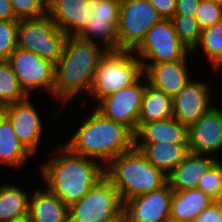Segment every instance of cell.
I'll return each instance as SVG.
<instances>
[{
  "instance_id": "6da1fadb",
  "label": "cell",
  "mask_w": 222,
  "mask_h": 222,
  "mask_svg": "<svg viewBox=\"0 0 222 222\" xmlns=\"http://www.w3.org/2000/svg\"><path fill=\"white\" fill-rule=\"evenodd\" d=\"M56 157L41 165L47 189L69 205L80 200L104 176L97 160L77 155L65 145L58 147Z\"/></svg>"
},
{
  "instance_id": "7a4b0ae2",
  "label": "cell",
  "mask_w": 222,
  "mask_h": 222,
  "mask_svg": "<svg viewBox=\"0 0 222 222\" xmlns=\"http://www.w3.org/2000/svg\"><path fill=\"white\" fill-rule=\"evenodd\" d=\"M106 52L98 43L77 36L67 37L62 56L55 65L53 97L64 103L80 92L89 93L96 69Z\"/></svg>"
},
{
  "instance_id": "3957f363",
  "label": "cell",
  "mask_w": 222,
  "mask_h": 222,
  "mask_svg": "<svg viewBox=\"0 0 222 222\" xmlns=\"http://www.w3.org/2000/svg\"><path fill=\"white\" fill-rule=\"evenodd\" d=\"M65 146L77 155L97 159L99 163L102 161L104 167L113 158L134 147V133L95 109Z\"/></svg>"
},
{
  "instance_id": "277c9868",
  "label": "cell",
  "mask_w": 222,
  "mask_h": 222,
  "mask_svg": "<svg viewBox=\"0 0 222 222\" xmlns=\"http://www.w3.org/2000/svg\"><path fill=\"white\" fill-rule=\"evenodd\" d=\"M104 175L118 190L124 203L168 182L167 175L150 163L135 147L113 158L104 167Z\"/></svg>"
},
{
  "instance_id": "5b68a950",
  "label": "cell",
  "mask_w": 222,
  "mask_h": 222,
  "mask_svg": "<svg viewBox=\"0 0 222 222\" xmlns=\"http://www.w3.org/2000/svg\"><path fill=\"white\" fill-rule=\"evenodd\" d=\"M144 76L142 62L133 51H107L101 58L88 94L98 102L133 86Z\"/></svg>"
},
{
  "instance_id": "8992f818",
  "label": "cell",
  "mask_w": 222,
  "mask_h": 222,
  "mask_svg": "<svg viewBox=\"0 0 222 222\" xmlns=\"http://www.w3.org/2000/svg\"><path fill=\"white\" fill-rule=\"evenodd\" d=\"M67 37L47 14L18 22L17 47L32 51L54 65L62 56Z\"/></svg>"
},
{
  "instance_id": "52a82bcc",
  "label": "cell",
  "mask_w": 222,
  "mask_h": 222,
  "mask_svg": "<svg viewBox=\"0 0 222 222\" xmlns=\"http://www.w3.org/2000/svg\"><path fill=\"white\" fill-rule=\"evenodd\" d=\"M123 210L118 190L104 175L80 200L68 205V222H102Z\"/></svg>"
},
{
  "instance_id": "ba28073f",
  "label": "cell",
  "mask_w": 222,
  "mask_h": 222,
  "mask_svg": "<svg viewBox=\"0 0 222 222\" xmlns=\"http://www.w3.org/2000/svg\"><path fill=\"white\" fill-rule=\"evenodd\" d=\"M161 19L149 0H121L117 50L134 51Z\"/></svg>"
},
{
  "instance_id": "9c48e42d",
  "label": "cell",
  "mask_w": 222,
  "mask_h": 222,
  "mask_svg": "<svg viewBox=\"0 0 222 222\" xmlns=\"http://www.w3.org/2000/svg\"><path fill=\"white\" fill-rule=\"evenodd\" d=\"M133 52L142 63L172 62L191 53L180 41L171 19L156 23Z\"/></svg>"
},
{
  "instance_id": "30bf717a",
  "label": "cell",
  "mask_w": 222,
  "mask_h": 222,
  "mask_svg": "<svg viewBox=\"0 0 222 222\" xmlns=\"http://www.w3.org/2000/svg\"><path fill=\"white\" fill-rule=\"evenodd\" d=\"M13 73L29 97L35 89L47 90L53 96L55 65L39 55L17 47L8 57Z\"/></svg>"
},
{
  "instance_id": "8fae6325",
  "label": "cell",
  "mask_w": 222,
  "mask_h": 222,
  "mask_svg": "<svg viewBox=\"0 0 222 222\" xmlns=\"http://www.w3.org/2000/svg\"><path fill=\"white\" fill-rule=\"evenodd\" d=\"M142 80L145 82L142 83ZM147 84L148 81L143 76L133 86L121 89L101 99L95 109L107 119L122 123L135 133L138 128L139 112Z\"/></svg>"
},
{
  "instance_id": "7c38bea8",
  "label": "cell",
  "mask_w": 222,
  "mask_h": 222,
  "mask_svg": "<svg viewBox=\"0 0 222 222\" xmlns=\"http://www.w3.org/2000/svg\"><path fill=\"white\" fill-rule=\"evenodd\" d=\"M173 190L164 186L127 200L124 210L127 222H162L170 216Z\"/></svg>"
},
{
  "instance_id": "4fadbf2b",
  "label": "cell",
  "mask_w": 222,
  "mask_h": 222,
  "mask_svg": "<svg viewBox=\"0 0 222 222\" xmlns=\"http://www.w3.org/2000/svg\"><path fill=\"white\" fill-rule=\"evenodd\" d=\"M188 149L202 155L222 150V110L211 107L195 123L188 126Z\"/></svg>"
},
{
  "instance_id": "5bb4252c",
  "label": "cell",
  "mask_w": 222,
  "mask_h": 222,
  "mask_svg": "<svg viewBox=\"0 0 222 222\" xmlns=\"http://www.w3.org/2000/svg\"><path fill=\"white\" fill-rule=\"evenodd\" d=\"M29 97L18 103L9 104L1 111L9 118L17 138L32 154L38 151L42 136V121Z\"/></svg>"
},
{
  "instance_id": "9a60e30c",
  "label": "cell",
  "mask_w": 222,
  "mask_h": 222,
  "mask_svg": "<svg viewBox=\"0 0 222 222\" xmlns=\"http://www.w3.org/2000/svg\"><path fill=\"white\" fill-rule=\"evenodd\" d=\"M210 86L203 81H188L173 97V117L187 127L201 118L211 106Z\"/></svg>"
},
{
  "instance_id": "2e32d148",
  "label": "cell",
  "mask_w": 222,
  "mask_h": 222,
  "mask_svg": "<svg viewBox=\"0 0 222 222\" xmlns=\"http://www.w3.org/2000/svg\"><path fill=\"white\" fill-rule=\"evenodd\" d=\"M186 55L181 60L159 63H142L144 76L152 87L172 98L190 81Z\"/></svg>"
},
{
  "instance_id": "e0dca14e",
  "label": "cell",
  "mask_w": 222,
  "mask_h": 222,
  "mask_svg": "<svg viewBox=\"0 0 222 222\" xmlns=\"http://www.w3.org/2000/svg\"><path fill=\"white\" fill-rule=\"evenodd\" d=\"M88 0H53L47 6V15L69 36H77L88 23L91 16Z\"/></svg>"
},
{
  "instance_id": "ac0fdd59",
  "label": "cell",
  "mask_w": 222,
  "mask_h": 222,
  "mask_svg": "<svg viewBox=\"0 0 222 222\" xmlns=\"http://www.w3.org/2000/svg\"><path fill=\"white\" fill-rule=\"evenodd\" d=\"M187 135L188 127L174 117L162 121L138 122L134 144H188Z\"/></svg>"
},
{
  "instance_id": "d6986e66",
  "label": "cell",
  "mask_w": 222,
  "mask_h": 222,
  "mask_svg": "<svg viewBox=\"0 0 222 222\" xmlns=\"http://www.w3.org/2000/svg\"><path fill=\"white\" fill-rule=\"evenodd\" d=\"M188 152L185 158L167 175L172 190L197 188L199 179L219 158Z\"/></svg>"
},
{
  "instance_id": "ffe728a7",
  "label": "cell",
  "mask_w": 222,
  "mask_h": 222,
  "mask_svg": "<svg viewBox=\"0 0 222 222\" xmlns=\"http://www.w3.org/2000/svg\"><path fill=\"white\" fill-rule=\"evenodd\" d=\"M30 197L31 222H68V205L53 192L38 188Z\"/></svg>"
},
{
  "instance_id": "44dd1931",
  "label": "cell",
  "mask_w": 222,
  "mask_h": 222,
  "mask_svg": "<svg viewBox=\"0 0 222 222\" xmlns=\"http://www.w3.org/2000/svg\"><path fill=\"white\" fill-rule=\"evenodd\" d=\"M32 156L17 138L9 118L0 110V165L21 169Z\"/></svg>"
},
{
  "instance_id": "7402d4cb",
  "label": "cell",
  "mask_w": 222,
  "mask_h": 222,
  "mask_svg": "<svg viewBox=\"0 0 222 222\" xmlns=\"http://www.w3.org/2000/svg\"><path fill=\"white\" fill-rule=\"evenodd\" d=\"M215 200L201 189L173 190L170 216L178 220L194 221Z\"/></svg>"
},
{
  "instance_id": "603a6c76",
  "label": "cell",
  "mask_w": 222,
  "mask_h": 222,
  "mask_svg": "<svg viewBox=\"0 0 222 222\" xmlns=\"http://www.w3.org/2000/svg\"><path fill=\"white\" fill-rule=\"evenodd\" d=\"M156 168L168 175L189 152L188 144L150 143L134 144Z\"/></svg>"
},
{
  "instance_id": "cb8c5ba5",
  "label": "cell",
  "mask_w": 222,
  "mask_h": 222,
  "mask_svg": "<svg viewBox=\"0 0 222 222\" xmlns=\"http://www.w3.org/2000/svg\"><path fill=\"white\" fill-rule=\"evenodd\" d=\"M173 117V98L147 84L138 122L162 121Z\"/></svg>"
},
{
  "instance_id": "d4e9b609",
  "label": "cell",
  "mask_w": 222,
  "mask_h": 222,
  "mask_svg": "<svg viewBox=\"0 0 222 222\" xmlns=\"http://www.w3.org/2000/svg\"><path fill=\"white\" fill-rule=\"evenodd\" d=\"M30 195L15 185L0 187V222H11L29 215Z\"/></svg>"
},
{
  "instance_id": "484cf974",
  "label": "cell",
  "mask_w": 222,
  "mask_h": 222,
  "mask_svg": "<svg viewBox=\"0 0 222 222\" xmlns=\"http://www.w3.org/2000/svg\"><path fill=\"white\" fill-rule=\"evenodd\" d=\"M118 22L119 20H109V18H90L77 37L81 40L98 43L107 51H116ZM94 39H99L100 41L95 42Z\"/></svg>"
},
{
  "instance_id": "4316f807",
  "label": "cell",
  "mask_w": 222,
  "mask_h": 222,
  "mask_svg": "<svg viewBox=\"0 0 222 222\" xmlns=\"http://www.w3.org/2000/svg\"><path fill=\"white\" fill-rule=\"evenodd\" d=\"M201 47L212 68L219 70L222 67V20L202 30L199 42L191 54Z\"/></svg>"
},
{
  "instance_id": "83f0119b",
  "label": "cell",
  "mask_w": 222,
  "mask_h": 222,
  "mask_svg": "<svg viewBox=\"0 0 222 222\" xmlns=\"http://www.w3.org/2000/svg\"><path fill=\"white\" fill-rule=\"evenodd\" d=\"M27 98L10 63L7 60L0 61V109L9 104L22 102Z\"/></svg>"
},
{
  "instance_id": "f1b7e54d",
  "label": "cell",
  "mask_w": 222,
  "mask_h": 222,
  "mask_svg": "<svg viewBox=\"0 0 222 222\" xmlns=\"http://www.w3.org/2000/svg\"><path fill=\"white\" fill-rule=\"evenodd\" d=\"M171 21L180 41L192 51L198 44L202 32L196 18L192 16L174 15Z\"/></svg>"
},
{
  "instance_id": "f546056e",
  "label": "cell",
  "mask_w": 222,
  "mask_h": 222,
  "mask_svg": "<svg viewBox=\"0 0 222 222\" xmlns=\"http://www.w3.org/2000/svg\"><path fill=\"white\" fill-rule=\"evenodd\" d=\"M198 189L209 195L215 201L222 199V163L217 160L199 179Z\"/></svg>"
},
{
  "instance_id": "4dcf8cb0",
  "label": "cell",
  "mask_w": 222,
  "mask_h": 222,
  "mask_svg": "<svg viewBox=\"0 0 222 222\" xmlns=\"http://www.w3.org/2000/svg\"><path fill=\"white\" fill-rule=\"evenodd\" d=\"M19 20H0V61L7 60L17 48Z\"/></svg>"
},
{
  "instance_id": "1f68e13d",
  "label": "cell",
  "mask_w": 222,
  "mask_h": 222,
  "mask_svg": "<svg viewBox=\"0 0 222 222\" xmlns=\"http://www.w3.org/2000/svg\"><path fill=\"white\" fill-rule=\"evenodd\" d=\"M195 18L201 30L222 20V4L201 0Z\"/></svg>"
},
{
  "instance_id": "d6a6232c",
  "label": "cell",
  "mask_w": 222,
  "mask_h": 222,
  "mask_svg": "<svg viewBox=\"0 0 222 222\" xmlns=\"http://www.w3.org/2000/svg\"><path fill=\"white\" fill-rule=\"evenodd\" d=\"M16 17L20 19L39 18L47 14V6L41 0H9Z\"/></svg>"
},
{
  "instance_id": "836d02e7",
  "label": "cell",
  "mask_w": 222,
  "mask_h": 222,
  "mask_svg": "<svg viewBox=\"0 0 222 222\" xmlns=\"http://www.w3.org/2000/svg\"><path fill=\"white\" fill-rule=\"evenodd\" d=\"M91 5V16L119 20L121 0H88Z\"/></svg>"
},
{
  "instance_id": "e575fe53",
  "label": "cell",
  "mask_w": 222,
  "mask_h": 222,
  "mask_svg": "<svg viewBox=\"0 0 222 222\" xmlns=\"http://www.w3.org/2000/svg\"><path fill=\"white\" fill-rule=\"evenodd\" d=\"M192 222H222V202L214 201Z\"/></svg>"
},
{
  "instance_id": "d590c367",
  "label": "cell",
  "mask_w": 222,
  "mask_h": 222,
  "mask_svg": "<svg viewBox=\"0 0 222 222\" xmlns=\"http://www.w3.org/2000/svg\"><path fill=\"white\" fill-rule=\"evenodd\" d=\"M162 19H171L175 15L176 0H149Z\"/></svg>"
},
{
  "instance_id": "8d00e7d4",
  "label": "cell",
  "mask_w": 222,
  "mask_h": 222,
  "mask_svg": "<svg viewBox=\"0 0 222 222\" xmlns=\"http://www.w3.org/2000/svg\"><path fill=\"white\" fill-rule=\"evenodd\" d=\"M201 0H176L175 15L195 17Z\"/></svg>"
},
{
  "instance_id": "74e56055",
  "label": "cell",
  "mask_w": 222,
  "mask_h": 222,
  "mask_svg": "<svg viewBox=\"0 0 222 222\" xmlns=\"http://www.w3.org/2000/svg\"><path fill=\"white\" fill-rule=\"evenodd\" d=\"M0 20H19L9 0H0Z\"/></svg>"
},
{
  "instance_id": "f35d334b",
  "label": "cell",
  "mask_w": 222,
  "mask_h": 222,
  "mask_svg": "<svg viewBox=\"0 0 222 222\" xmlns=\"http://www.w3.org/2000/svg\"><path fill=\"white\" fill-rule=\"evenodd\" d=\"M102 222H127V216H126L125 210L115 215L113 218L102 221Z\"/></svg>"
},
{
  "instance_id": "ab89813d",
  "label": "cell",
  "mask_w": 222,
  "mask_h": 222,
  "mask_svg": "<svg viewBox=\"0 0 222 222\" xmlns=\"http://www.w3.org/2000/svg\"><path fill=\"white\" fill-rule=\"evenodd\" d=\"M162 222H190V221L178 220L177 218L169 216L168 218L164 219Z\"/></svg>"
},
{
  "instance_id": "60d3db41",
  "label": "cell",
  "mask_w": 222,
  "mask_h": 222,
  "mask_svg": "<svg viewBox=\"0 0 222 222\" xmlns=\"http://www.w3.org/2000/svg\"><path fill=\"white\" fill-rule=\"evenodd\" d=\"M11 222H31V219H30L29 216H26V217H24V218H22V219L13 220V221H11Z\"/></svg>"
},
{
  "instance_id": "b9f144b4",
  "label": "cell",
  "mask_w": 222,
  "mask_h": 222,
  "mask_svg": "<svg viewBox=\"0 0 222 222\" xmlns=\"http://www.w3.org/2000/svg\"><path fill=\"white\" fill-rule=\"evenodd\" d=\"M46 6H48L53 0H41Z\"/></svg>"
},
{
  "instance_id": "7bdbcfd3",
  "label": "cell",
  "mask_w": 222,
  "mask_h": 222,
  "mask_svg": "<svg viewBox=\"0 0 222 222\" xmlns=\"http://www.w3.org/2000/svg\"><path fill=\"white\" fill-rule=\"evenodd\" d=\"M204 1H211V2L218 3V4H222V0H204Z\"/></svg>"
}]
</instances>
